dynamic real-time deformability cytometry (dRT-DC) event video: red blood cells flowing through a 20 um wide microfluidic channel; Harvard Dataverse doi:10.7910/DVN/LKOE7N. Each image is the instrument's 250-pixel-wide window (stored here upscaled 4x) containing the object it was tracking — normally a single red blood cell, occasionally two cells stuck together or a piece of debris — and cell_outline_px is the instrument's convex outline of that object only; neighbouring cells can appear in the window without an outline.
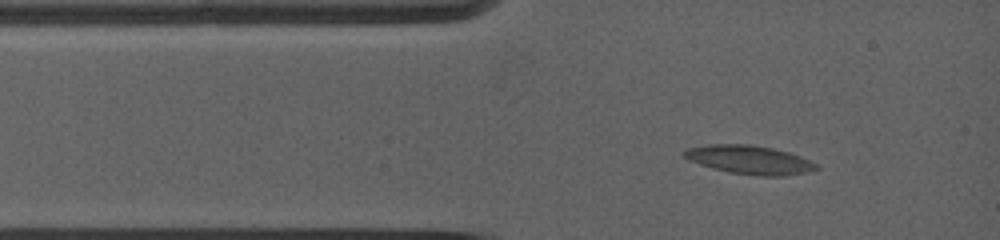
{"species": "common noctule bat (a hibernating species)", "species_latin": "Nyctalus noctula", "temperature_condition": "warm", "stored_images_in_passage": 44, "camera_frame_rate_fps": 5000, "um_per_image_px": 0.085, "animal": {"sex": "female", "body_mass_g": 19.0, "forearm_length_mm": 53.3}, "frame": {"image": 1, "passage_image": 2, "time_ms": 0.6, "image_size_px": [1000, 240], "cell_outline_px": [[820, 168], [808, 172], [784, 176], [760, 176], [728, 172], [712, 168], [688, 160], [680, 152], [688, 148], [708, 144], [752, 144], [772, 148], [788, 152], [800, 156], [816, 164]], "centroid_in_image_um": [63.68, 13.58], "position_along_channel_um": 21.3, "area_um2": 22.14}}
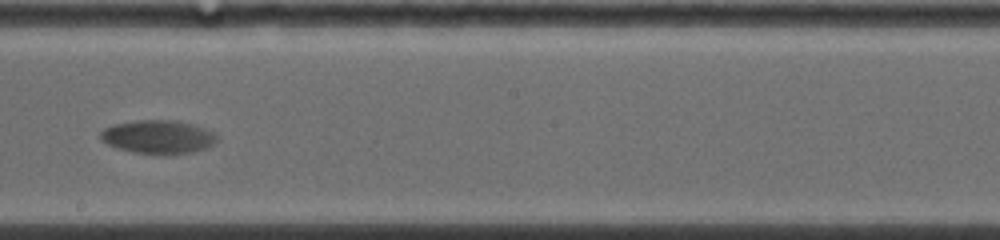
{"frame": {"image": 2, "passage_image": 14, "time_ms": 7.2, "image_size_px": [1000, 240], "cell_outline_px": [[216, 140], [212, 144], [204, 148], [192, 152], [136, 152], [116, 148], [100, 140], [100, 132], [104, 128], [112, 124], [136, 120], [176, 120], [192, 124], [204, 128], [212, 132], [216, 136]], "centroid_in_image_um": [13.37, 11.59], "position_along_channel_um": 234.8, "area_um2": 22.08}}
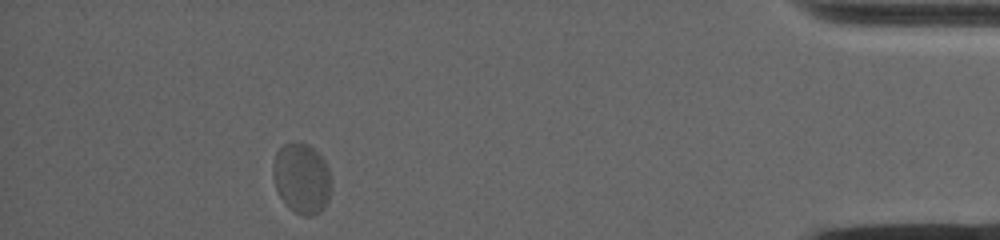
{"frame": {"image": 3, "passage_image": 38, "time_ms": 14.2, "image_size_px": [1000, 240], "cell_outline_px": [[332, 188], [328, 200], [324, 208], [320, 212], [312, 216], [304, 216], [288, 208], [284, 204], [276, 188], [272, 176], [272, 164], [276, 152], [284, 144], [308, 144], [324, 160], [328, 168]], "centroid_in_image_um": [25.64, 15.2], "position_along_channel_um": 409.6, "area_um2": 23.93}, "authors_computed_cell_mechanics": {"area_um2": 23.0911, "velocity_mm_per_s": 3.5066, "shape_relaxation_time_tau1_ms": 5.0167, "shape_relaxation_time_tau2_ms": null, "deformation_change_tau1": 0.1303, "deformation_change_tau2": null}}